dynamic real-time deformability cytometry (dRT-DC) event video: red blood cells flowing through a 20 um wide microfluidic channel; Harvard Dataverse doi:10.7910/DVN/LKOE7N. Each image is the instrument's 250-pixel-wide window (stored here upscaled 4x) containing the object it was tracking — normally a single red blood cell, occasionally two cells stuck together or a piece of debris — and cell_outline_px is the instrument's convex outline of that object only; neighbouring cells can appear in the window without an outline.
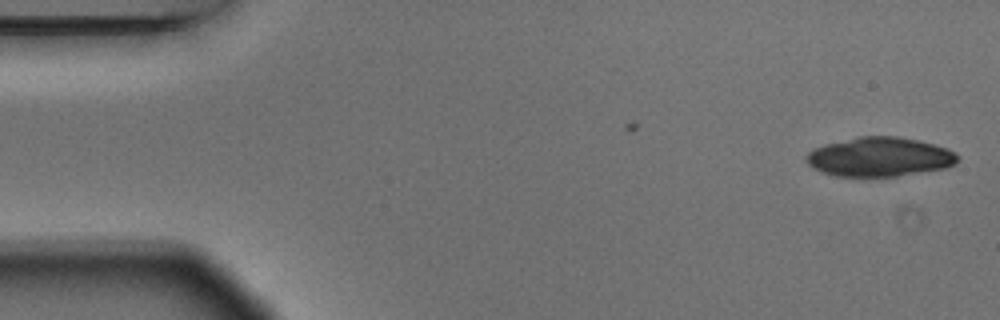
{"species": "Egyptian fruit bat (a non-hibernating species)", "species_latin": "Rousettus aegyptiacus", "temperature_condition": "warm", "stored_images_in_passage": 2, "camera_frame_rate_fps": 3000, "um_per_image_px": 0.085, "animal": {"sex": "male"}, "frame": {"image": 1, "passage_image": 2, "time_ms": 0.333, "image_size_px": [1000, 320], "cell_outline_px": [[960, 160], [956, 164], [944, 168], [896, 176], [832, 176], [812, 168], [808, 164], [808, 152], [812, 148], [824, 144], [860, 136], [896, 136], [936, 144], [948, 148], [956, 152], [960, 156]], "centroid_in_image_um": [74.8, 13.33], "position_along_channel_um": 10.2, "area_um2": 34.74}}